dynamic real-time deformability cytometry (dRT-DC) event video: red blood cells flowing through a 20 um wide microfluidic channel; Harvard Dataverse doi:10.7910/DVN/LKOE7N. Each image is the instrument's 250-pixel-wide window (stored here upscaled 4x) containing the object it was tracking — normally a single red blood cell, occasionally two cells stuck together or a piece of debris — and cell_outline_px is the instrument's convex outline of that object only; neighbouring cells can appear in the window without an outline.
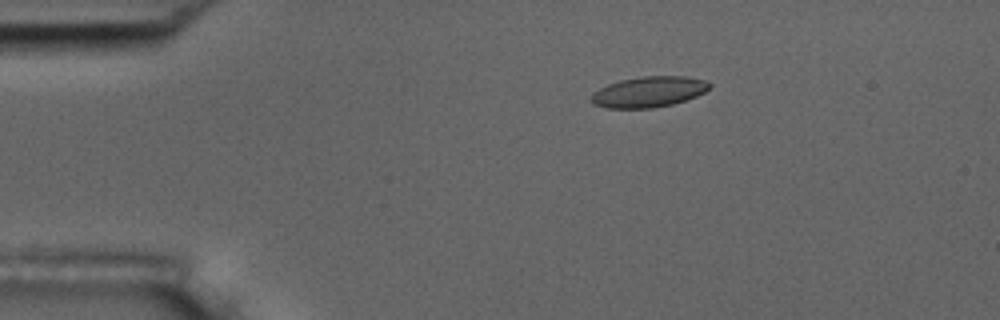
{"species": "common noctule bat (a hibernating species)", "species_latin": "Nyctalus noctula", "temperature_condition": "room temperature", "stored_images_in_passage": 6, "camera_frame_rate_fps": 3000, "um_per_image_px": 0.085, "animal": {"sex": "male", "body_mass_g": 17.5, "forearm_length_mm": 52.3}, "frame": {"image": 1, "passage_image": 3, "time_ms": 3.333, "image_size_px": [1000, 320], "cell_outline_px": [[712, 84], [704, 92], [696, 96], [672, 104], [652, 108], [604, 108], [592, 104], [588, 100], [600, 88], [608, 84], [620, 80], [644, 76], [684, 76], [704, 80]], "centroid_in_image_um": [55.11, 7.81], "position_along_channel_um": 29.9, "area_um2": 21.04}}
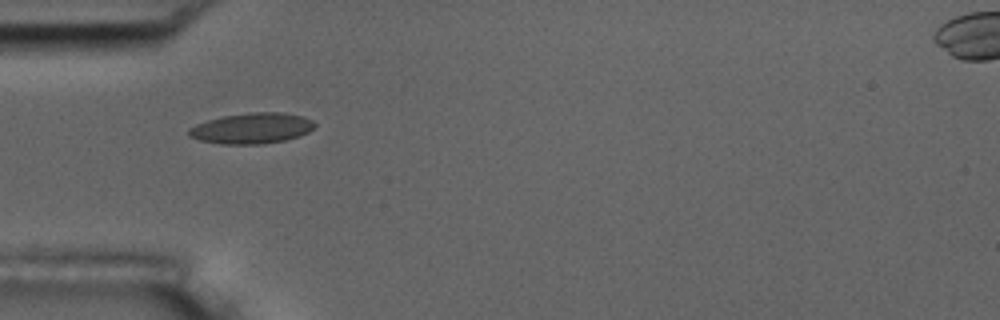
{"frame": {"image": 2, "passage_image": 5, "time_ms": 5.667, "image_size_px": [1000, 320], "cell_outline_px": [[316, 124], [308, 132], [300, 136], [284, 140], [264, 144], [220, 144], [200, 140], [188, 136], [188, 128], [196, 124], [208, 120], [224, 116], [252, 112], [284, 112], [304, 116], [312, 120]], "centroid_in_image_um": [21.41, 10.9], "position_along_channel_um": 63.6, "area_um2": 22.6}}